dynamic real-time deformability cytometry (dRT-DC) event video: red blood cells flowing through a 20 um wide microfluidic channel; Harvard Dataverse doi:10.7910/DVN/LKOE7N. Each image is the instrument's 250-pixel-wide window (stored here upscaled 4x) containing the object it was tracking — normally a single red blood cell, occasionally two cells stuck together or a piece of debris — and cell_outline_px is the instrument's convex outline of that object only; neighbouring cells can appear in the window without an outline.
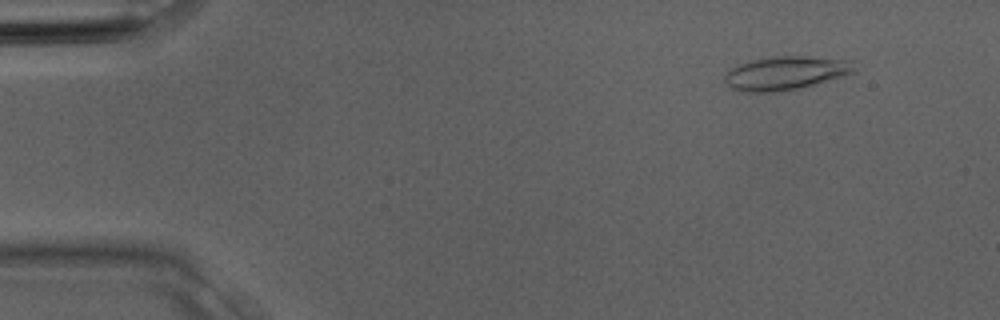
{"species": "Egyptian fruit bat (a non-hibernating species)", "species_latin": "Rousettus aegyptiacus", "temperature_condition": "room temperature", "stored_images_in_passage": 3, "camera_frame_rate_fps": 3000, "um_per_image_px": 0.085, "animal": {"sex": "male"}, "frame": {"image": 1, "passage_image": 1, "time_ms": 0.0, "image_size_px": [1000, 320], "cell_outline_px": [[852, 72], [844, 76], [796, 88], [776, 92], [744, 92], [732, 88], [724, 80], [724, 76], [732, 68], [740, 64], [752, 60], [772, 56], [804, 56], [852, 60]], "centroid_in_image_um": [66.74, 6.2], "position_along_channel_um": 18.3, "area_um2": 24.85}}